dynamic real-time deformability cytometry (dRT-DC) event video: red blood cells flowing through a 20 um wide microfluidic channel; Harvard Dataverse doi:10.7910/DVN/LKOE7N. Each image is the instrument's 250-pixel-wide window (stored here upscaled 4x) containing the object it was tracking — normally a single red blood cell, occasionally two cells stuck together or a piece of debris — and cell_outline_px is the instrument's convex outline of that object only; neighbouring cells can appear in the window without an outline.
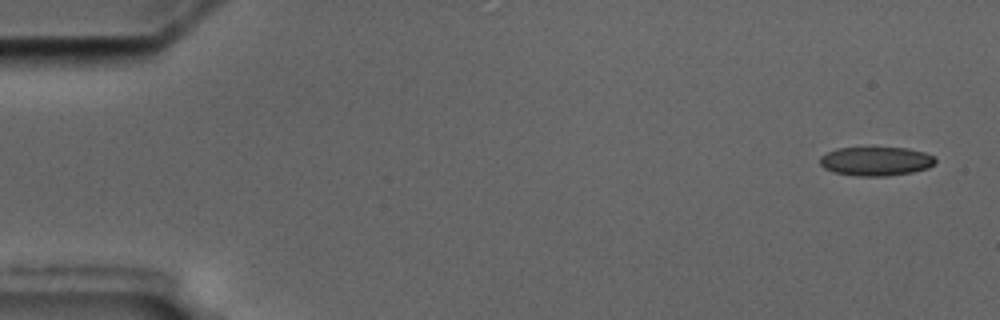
{"species": "common noctule bat (a hibernating species)", "species_latin": "Nyctalus noctula", "temperature_condition": "cold", "stored_images_in_passage": 10, "camera_frame_rate_fps": 3000, "um_per_image_px": 0.085, "animal": {"sex": "male", "body_mass_g": 17.5, "forearm_length_mm": 52.3}, "frame": {"image": 1, "passage_image": 1, "time_ms": 0.0, "image_size_px": [1000, 320], "cell_outline_px": [[936, 160], [928, 168], [912, 172], [888, 176], [856, 176], [832, 172], [824, 168], [820, 164], [820, 156], [836, 148], [908, 148], [924, 152], [932, 156]], "centroid_in_image_um": [74.42, 13.71], "position_along_channel_um": 10.6, "area_um2": 19.42}}
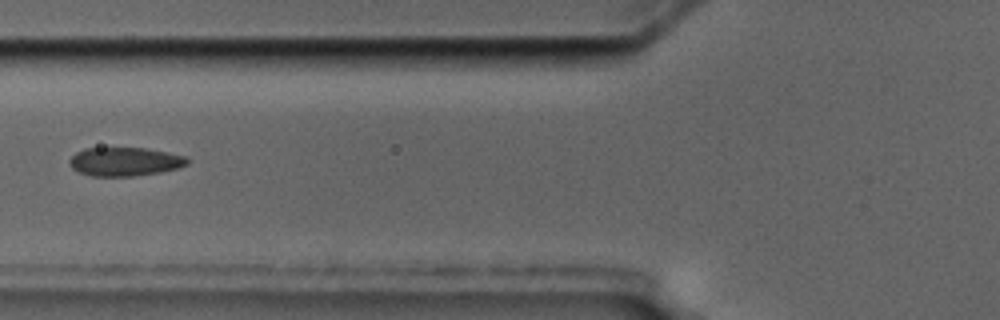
{"frame": {"image": 2, "passage_image": 6, "time_ms": 6.667, "image_size_px": [1000, 320], "cell_outline_px": [[188, 164], [180, 168], [160, 172], [132, 176], [92, 176], [80, 172], [72, 168], [68, 164], [68, 160], [76, 152], [84, 148], [144, 148], [184, 156], [188, 160]], "centroid_in_image_um": [10.57, 13.74], "position_along_channel_um": 115.2, "area_um2": 19.59}}
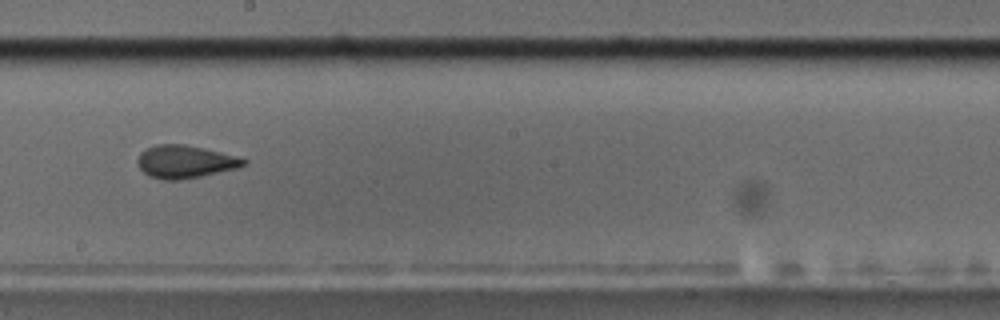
{"frame": {"image": 3, "passage_image": 9, "time_ms": 10.0, "image_size_px": [1000, 320], "cell_outline_px": [[248, 164], [236, 168], [200, 176], [180, 180], [164, 180], [148, 176], [140, 168], [136, 160], [140, 152], [156, 144], [184, 144], [204, 148], [220, 152], [248, 160]], "centroid_in_image_um": [15.7, 13.74], "position_along_channel_um": 232.5, "area_um2": 20.17}}